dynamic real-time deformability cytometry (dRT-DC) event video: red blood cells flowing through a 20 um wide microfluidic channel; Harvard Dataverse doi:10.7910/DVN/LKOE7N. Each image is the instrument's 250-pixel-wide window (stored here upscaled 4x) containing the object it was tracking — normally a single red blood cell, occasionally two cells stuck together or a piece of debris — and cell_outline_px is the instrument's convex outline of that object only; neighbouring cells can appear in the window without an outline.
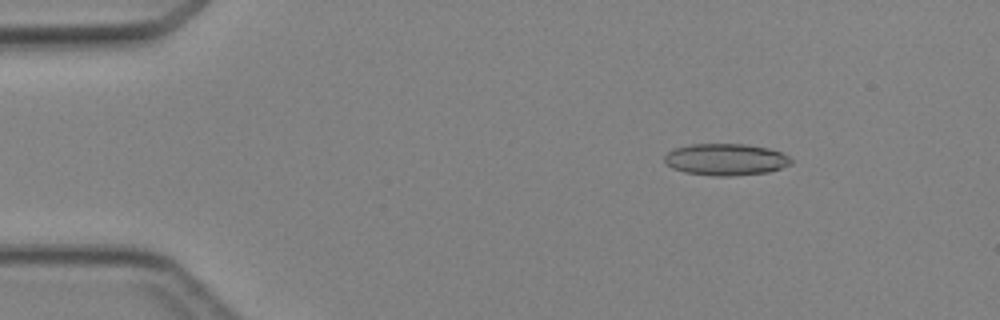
{"species": "Egyptian fruit bat (a non-hibernating species)", "species_latin": "Rousettus aegyptiacus", "temperature_condition": "cold", "stored_images_in_passage": 4, "camera_frame_rate_fps": 3000, "um_per_image_px": 0.085, "animal": {"sex": "female"}, "frame": {"image": 1, "passage_image": 2, "time_ms": 1.333, "image_size_px": [1000, 320], "cell_outline_px": [[792, 164], [768, 172], [732, 176], [716, 176], [684, 172], [672, 168], [664, 160], [664, 156], [672, 148], [692, 144], [744, 144], [768, 148], [780, 152], [788, 156], [792, 160]], "centroid_in_image_um": [61.67, 13.55], "position_along_channel_um": 23.3, "area_um2": 23.41}}
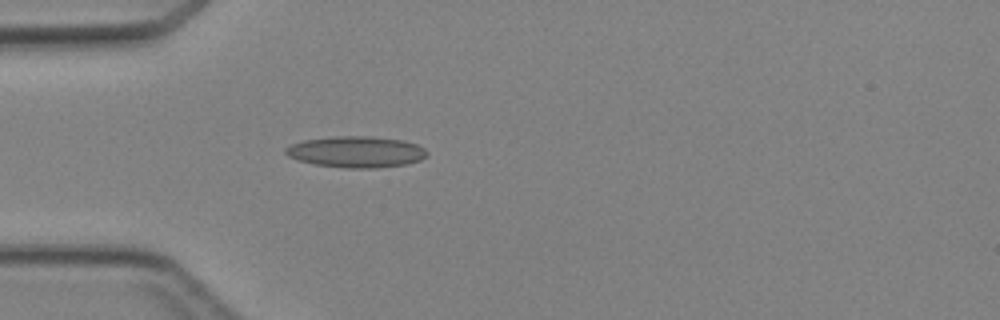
{"frame": {"image": 2, "passage_image": 4, "time_ms": 3.667, "image_size_px": [1000, 320], "cell_outline_px": [[428, 156], [420, 160], [404, 164], [376, 168], [344, 168], [316, 164], [296, 160], [288, 156], [284, 152], [284, 148], [292, 144], [304, 140], [336, 136], [372, 136], [404, 140], [416, 144], [424, 148], [428, 152]], "centroid_in_image_um": [30.28, 12.9], "position_along_channel_um": 54.7, "area_um2": 25.84}}